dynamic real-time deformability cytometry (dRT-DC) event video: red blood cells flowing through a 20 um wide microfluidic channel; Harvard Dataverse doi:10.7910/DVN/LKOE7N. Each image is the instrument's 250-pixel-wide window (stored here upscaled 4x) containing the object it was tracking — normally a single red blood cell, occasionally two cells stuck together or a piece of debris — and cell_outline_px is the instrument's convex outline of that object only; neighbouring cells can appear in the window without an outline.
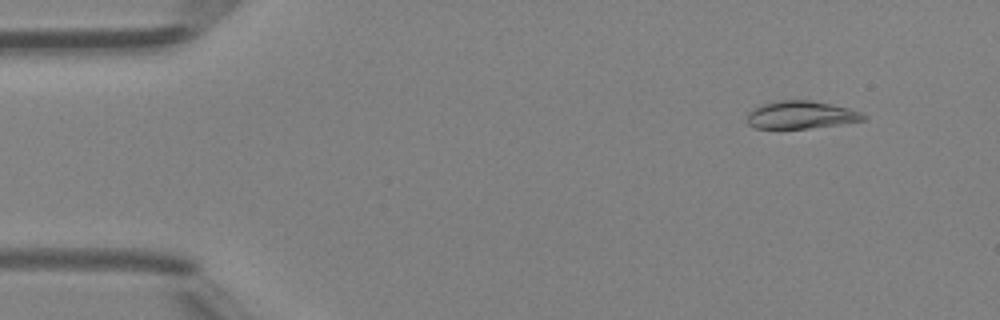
{"species": "Egyptian fruit bat (a non-hibernating species)", "species_latin": "Rousettus aegyptiacus", "temperature_condition": "room temperature", "stored_images_in_passage": 47, "camera_frame_rate_fps": 3000, "um_per_image_px": 0.085, "animal": {"sex": "female"}, "frame": {"image": 1, "passage_image": 4, "time_ms": 1.0, "image_size_px": [1000, 320], "cell_outline_px": [[868, 116], [864, 120], [840, 124], [808, 128], [756, 128], [748, 124], [748, 112], [764, 104], [780, 100], [812, 100], [832, 104], [848, 108], [860, 112]], "centroid_in_image_um": [68.12, 9.76], "position_along_channel_um": 16.9, "area_um2": 18.55}}
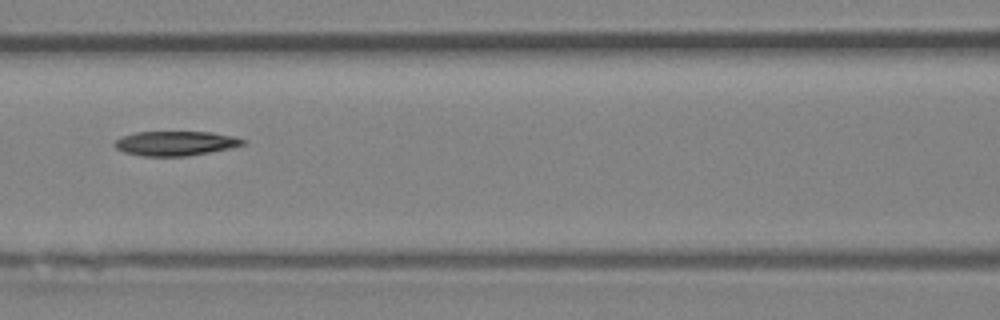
{"frame": {"image": 2, "passage_image": 21, "time_ms": 6.667, "image_size_px": [1000, 320], "cell_outline_px": [[248, 140], [244, 144], [228, 148], [208, 152], [184, 156], [140, 156], [124, 152], [116, 148], [112, 144], [120, 136], [136, 132], [212, 132], [236, 136]], "centroid_in_image_um": [14.89, 12.17], "position_along_channel_um": 151.7, "area_um2": 18.38}}
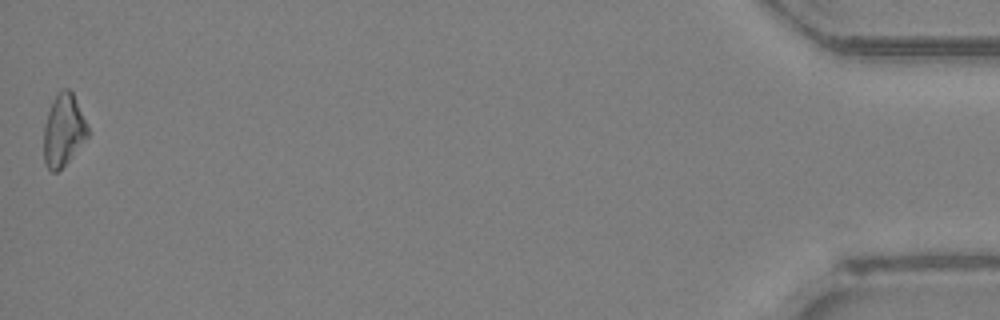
{"frame": {"image": 3, "passage_image": 47, "time_ms": 15.333, "image_size_px": [1000, 320], "cell_outline_px": [[88, 136], [68, 160], [56, 172], [52, 172], [44, 164], [44, 124], [52, 100], [64, 88], [68, 88], [72, 92], [88, 128]], "centroid_in_image_um": [5.36, 11.08], "position_along_channel_um": 429.8, "area_um2": 17.98}}